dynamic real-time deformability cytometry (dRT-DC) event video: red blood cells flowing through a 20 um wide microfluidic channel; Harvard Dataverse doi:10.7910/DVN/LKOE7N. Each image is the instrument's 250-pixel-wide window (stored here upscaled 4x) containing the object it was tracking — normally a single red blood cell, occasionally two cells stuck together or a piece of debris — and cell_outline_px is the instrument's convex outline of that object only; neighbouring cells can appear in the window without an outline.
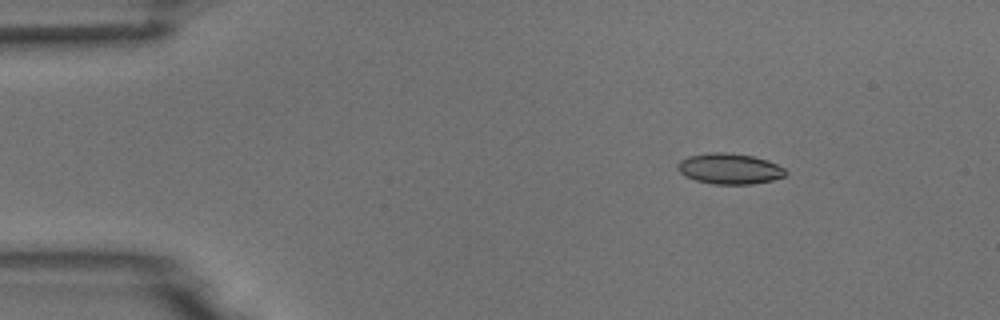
{"species": "common noctule bat (a hibernating species)", "species_latin": "Nyctalus noctula", "temperature_condition": "room temperature", "stored_images_in_passage": 6, "camera_frame_rate_fps": 3000, "um_per_image_px": 0.085, "animal": {"sex": "male", "body_mass_g": 18.8}, "frame": {"image": 1, "passage_image": 2, "time_ms": 2.0, "image_size_px": [1000, 320], "cell_outline_px": [[788, 172], [784, 176], [772, 180], [752, 184], [712, 184], [696, 180], [684, 176], [676, 168], [676, 164], [680, 160], [688, 156], [708, 152], [724, 152], [752, 156], [768, 160], [784, 168]], "centroid_in_image_um": [61.98, 14.34], "position_along_channel_um": 23.0, "area_um2": 19.42}}
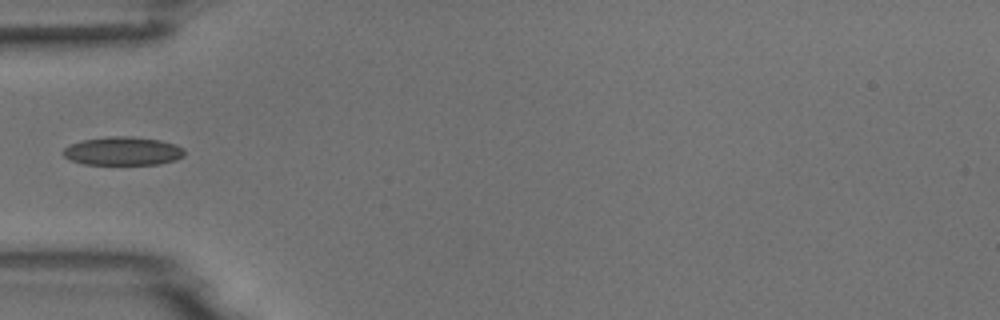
{"frame": {"image": 2, "passage_image": 5, "time_ms": 5.333, "image_size_px": [1000, 320], "cell_outline_px": [[184, 156], [176, 160], [160, 164], [84, 164], [72, 160], [64, 156], [60, 152], [64, 148], [72, 144], [84, 140], [108, 136], [132, 136], [160, 140], [176, 144], [184, 148]], "centroid_in_image_um": [10.47, 12.84], "position_along_channel_um": 74.5, "area_um2": 20.17}}